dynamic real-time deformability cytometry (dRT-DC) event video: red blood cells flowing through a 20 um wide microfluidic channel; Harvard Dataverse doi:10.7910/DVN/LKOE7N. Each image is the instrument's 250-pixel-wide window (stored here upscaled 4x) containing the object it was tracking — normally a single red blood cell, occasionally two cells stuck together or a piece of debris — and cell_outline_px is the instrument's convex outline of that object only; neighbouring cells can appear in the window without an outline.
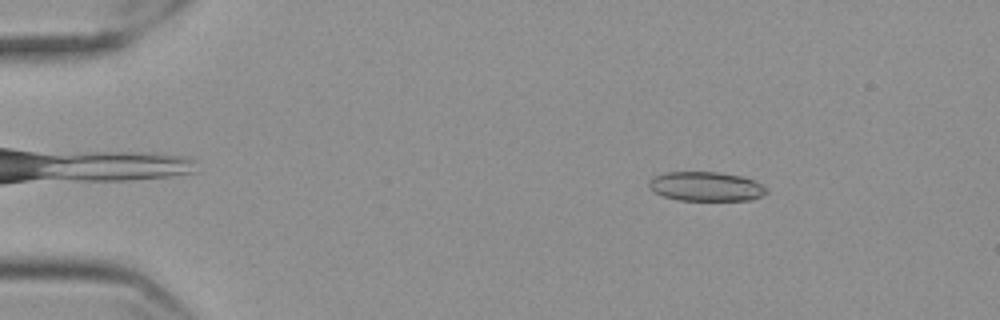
{"species": "Egyptian fruit bat (a non-hibernating species)", "species_latin": "Rousettus aegyptiacus", "temperature_condition": "cold", "stored_images_in_passage": 56, "camera_frame_rate_fps": 3000, "um_per_image_px": 0.085, "frame": {"image": 1, "passage_image": 8, "time_ms": 2.333, "image_size_px": [1000, 320], "cell_outline_px": [[768, 192], [752, 200], [680, 200], [664, 196], [656, 192], [648, 184], [648, 180], [656, 176], [668, 172], [720, 172], [744, 176], [768, 188]], "centroid_in_image_um": [60.05, 15.84], "position_along_channel_um": 24.9, "area_um2": 19.94}}
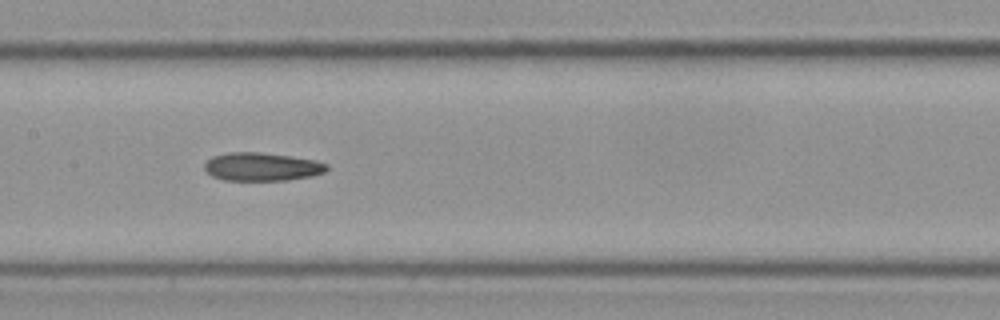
{"frame": {"image": 2, "passage_image": 28, "time_ms": 9.0, "image_size_px": [1000, 320], "cell_outline_px": [[328, 168], [324, 172], [312, 176], [288, 180], [224, 180], [212, 176], [204, 168], [204, 164], [212, 156], [228, 152], [260, 152], [316, 160], [328, 164]], "centroid_in_image_um": [22.26, 14.17], "position_along_channel_um": 185.1, "area_um2": 20.11}}
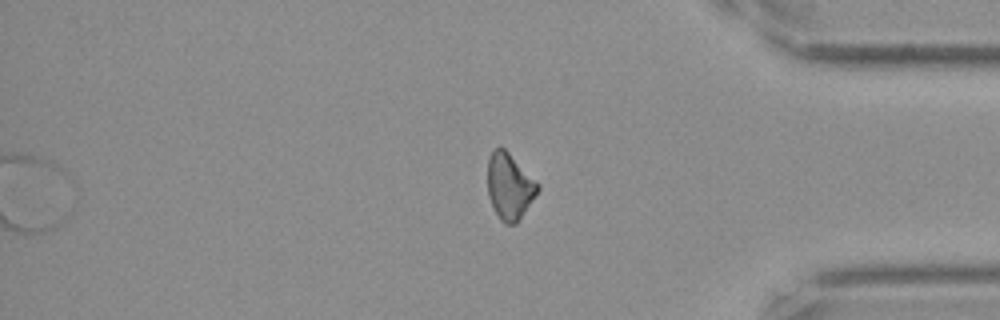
{"frame": {"image": 3, "passage_image": 47, "time_ms": 15.333, "image_size_px": [1000, 320], "cell_outline_px": [[540, 188], [516, 224], [504, 224], [500, 220], [488, 196], [488, 160], [492, 148], [504, 148], [540, 184]], "centroid_in_image_um": [43.3, 15.83], "position_along_channel_um": 391.9, "area_um2": 19.13}}